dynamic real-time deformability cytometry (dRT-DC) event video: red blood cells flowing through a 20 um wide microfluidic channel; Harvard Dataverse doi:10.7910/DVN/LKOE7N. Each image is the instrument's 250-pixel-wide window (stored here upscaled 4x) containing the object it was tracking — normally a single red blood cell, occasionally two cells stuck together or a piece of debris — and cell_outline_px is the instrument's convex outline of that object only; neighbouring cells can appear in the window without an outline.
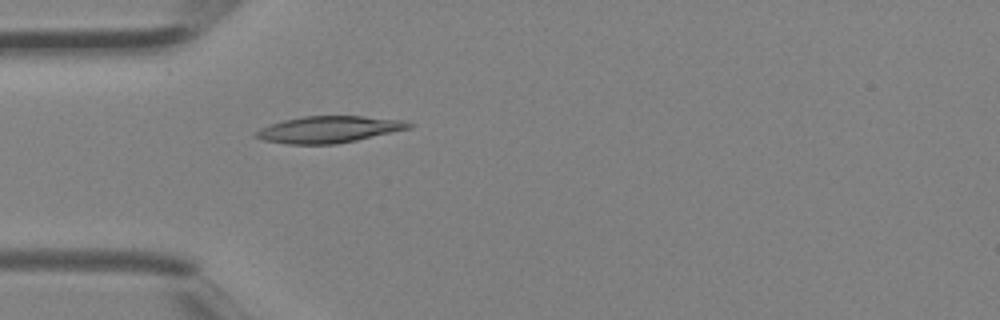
{"species": "Egyptian fruit bat (a non-hibernating species)", "species_latin": "Rousettus aegyptiacus", "temperature_condition": "room temperature", "stored_images_in_passage": 3, "camera_frame_rate_fps": 3000, "um_per_image_px": 0.085, "animal": {"sex": "female"}, "frame": {"image": 1, "passage_image": 3, "time_ms": 0.667, "image_size_px": [1000, 320], "cell_outline_px": [[416, 124], [412, 128], [356, 140], [336, 144], [288, 144], [264, 140], [252, 136], [260, 128], [284, 120], [304, 116], [364, 116], [404, 120]], "centroid_in_image_um": [28.0, 11.0], "position_along_channel_um": 57.0, "area_um2": 23.76}}